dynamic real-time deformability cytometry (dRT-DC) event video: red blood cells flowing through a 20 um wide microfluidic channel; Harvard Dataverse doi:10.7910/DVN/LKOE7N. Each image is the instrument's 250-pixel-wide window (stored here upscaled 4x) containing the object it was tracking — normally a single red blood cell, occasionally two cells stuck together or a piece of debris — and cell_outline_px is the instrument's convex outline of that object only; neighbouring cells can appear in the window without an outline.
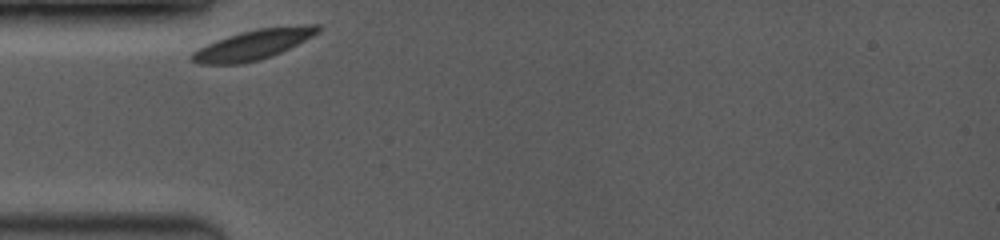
{"species": "common noctule bat (a hibernating species)", "species_latin": "Nyctalus noctula", "temperature_condition": "room temperature", "stored_images_in_passage": 37, "camera_frame_rate_fps": 3500, "um_per_image_px": 0.085, "animal": {"sex": "female", "body_mass_g": 19.0, "forearm_length_mm": 53.3}, "frame": {"image": 1, "passage_image": 1, "time_ms": 0.0, "image_size_px": [1000, 240], "cell_outline_px": [[320, 32], [272, 56], [260, 60], [240, 64], [196, 64], [188, 56], [192, 52], [208, 44], [228, 36], [240, 32], [260, 28], [304, 24], [320, 24]], "centroid_in_image_um": [21.53, 3.79], "position_along_channel_um": 63.5, "area_um2": 21.85}}
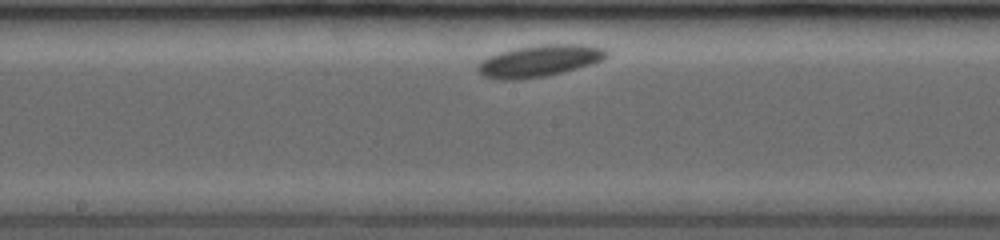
{"frame": {"image": 2, "passage_image": 23, "time_ms": 4.0, "image_size_px": [1000, 240], "cell_outline_px": [[608, 56], [592, 64], [544, 76], [516, 80], [492, 80], [476, 72], [476, 68], [480, 60], [488, 56], [500, 52], [516, 48], [544, 44], [580, 44], [604, 48], [608, 52]], "centroid_in_image_um": [45.77, 5.18], "position_along_channel_um": 202.4, "area_um2": 23.81}}
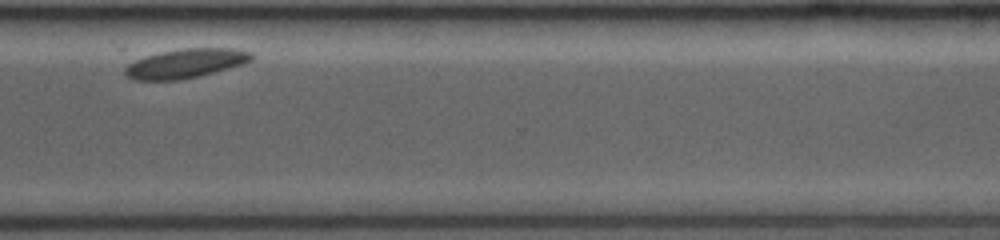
{"frame": {"image": 3, "passage_image": 36, "time_ms": 8.286, "image_size_px": [1000, 240], "cell_outline_px": [[256, 56], [252, 60], [244, 64], [200, 76], [180, 80], [136, 80], [124, 76], [112, 40], [236, 48], [252, 52]], "centroid_in_image_um": [14.92, 5.1], "position_along_channel_um": 355.7, "area_um2": 29.25}}